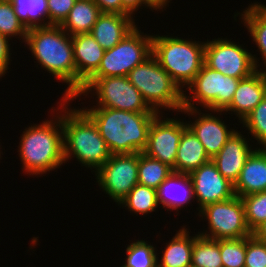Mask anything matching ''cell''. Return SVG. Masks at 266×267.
<instances>
[{
  "mask_svg": "<svg viewBox=\"0 0 266 267\" xmlns=\"http://www.w3.org/2000/svg\"><path fill=\"white\" fill-rule=\"evenodd\" d=\"M95 176L102 191L119 205L138 184V153L111 155Z\"/></svg>",
  "mask_w": 266,
  "mask_h": 267,
  "instance_id": "cell-12",
  "label": "cell"
},
{
  "mask_svg": "<svg viewBox=\"0 0 266 267\" xmlns=\"http://www.w3.org/2000/svg\"><path fill=\"white\" fill-rule=\"evenodd\" d=\"M52 120L24 129L18 151L22 169L29 175H40L59 168L64 159L62 102ZM61 107V108H60ZM59 113V114H58Z\"/></svg>",
  "mask_w": 266,
  "mask_h": 267,
  "instance_id": "cell-3",
  "label": "cell"
},
{
  "mask_svg": "<svg viewBox=\"0 0 266 267\" xmlns=\"http://www.w3.org/2000/svg\"><path fill=\"white\" fill-rule=\"evenodd\" d=\"M201 219L208 220V231L199 235L216 240L240 239L253 233L249 229L241 197L211 203L198 212ZM204 217V218H203ZM208 233V234H207Z\"/></svg>",
  "mask_w": 266,
  "mask_h": 267,
  "instance_id": "cell-10",
  "label": "cell"
},
{
  "mask_svg": "<svg viewBox=\"0 0 266 267\" xmlns=\"http://www.w3.org/2000/svg\"><path fill=\"white\" fill-rule=\"evenodd\" d=\"M194 197L200 211L206 205L231 199L235 196L234 184L222 176L212 160L201 165L189 174Z\"/></svg>",
  "mask_w": 266,
  "mask_h": 267,
  "instance_id": "cell-14",
  "label": "cell"
},
{
  "mask_svg": "<svg viewBox=\"0 0 266 267\" xmlns=\"http://www.w3.org/2000/svg\"><path fill=\"white\" fill-rule=\"evenodd\" d=\"M191 267H223L218 240L196 234Z\"/></svg>",
  "mask_w": 266,
  "mask_h": 267,
  "instance_id": "cell-28",
  "label": "cell"
},
{
  "mask_svg": "<svg viewBox=\"0 0 266 267\" xmlns=\"http://www.w3.org/2000/svg\"><path fill=\"white\" fill-rule=\"evenodd\" d=\"M205 43L181 37L154 35L152 55L182 89L200 72L204 64Z\"/></svg>",
  "mask_w": 266,
  "mask_h": 267,
  "instance_id": "cell-5",
  "label": "cell"
},
{
  "mask_svg": "<svg viewBox=\"0 0 266 267\" xmlns=\"http://www.w3.org/2000/svg\"><path fill=\"white\" fill-rule=\"evenodd\" d=\"M101 14L93 0H77L60 27L70 36L90 33Z\"/></svg>",
  "mask_w": 266,
  "mask_h": 267,
  "instance_id": "cell-24",
  "label": "cell"
},
{
  "mask_svg": "<svg viewBox=\"0 0 266 267\" xmlns=\"http://www.w3.org/2000/svg\"><path fill=\"white\" fill-rule=\"evenodd\" d=\"M25 44L38 65L68 85L61 98L72 99L76 96L77 72L72 36L56 25L32 28L27 32Z\"/></svg>",
  "mask_w": 266,
  "mask_h": 267,
  "instance_id": "cell-2",
  "label": "cell"
},
{
  "mask_svg": "<svg viewBox=\"0 0 266 267\" xmlns=\"http://www.w3.org/2000/svg\"><path fill=\"white\" fill-rule=\"evenodd\" d=\"M72 44L78 94L84 83L98 70L105 50L91 33L72 35Z\"/></svg>",
  "mask_w": 266,
  "mask_h": 267,
  "instance_id": "cell-17",
  "label": "cell"
},
{
  "mask_svg": "<svg viewBox=\"0 0 266 267\" xmlns=\"http://www.w3.org/2000/svg\"><path fill=\"white\" fill-rule=\"evenodd\" d=\"M159 114L153 121L149 129L148 142L145 150L147 156L160 160L172 169L175 166L178 145L186 123L173 118H164ZM162 119V120H161Z\"/></svg>",
  "mask_w": 266,
  "mask_h": 267,
  "instance_id": "cell-13",
  "label": "cell"
},
{
  "mask_svg": "<svg viewBox=\"0 0 266 267\" xmlns=\"http://www.w3.org/2000/svg\"><path fill=\"white\" fill-rule=\"evenodd\" d=\"M240 123L248 129L261 148H266V94L263 100Z\"/></svg>",
  "mask_w": 266,
  "mask_h": 267,
  "instance_id": "cell-34",
  "label": "cell"
},
{
  "mask_svg": "<svg viewBox=\"0 0 266 267\" xmlns=\"http://www.w3.org/2000/svg\"><path fill=\"white\" fill-rule=\"evenodd\" d=\"M211 160L203 144L187 126L178 145L173 172L190 174L204 163Z\"/></svg>",
  "mask_w": 266,
  "mask_h": 267,
  "instance_id": "cell-22",
  "label": "cell"
},
{
  "mask_svg": "<svg viewBox=\"0 0 266 267\" xmlns=\"http://www.w3.org/2000/svg\"><path fill=\"white\" fill-rule=\"evenodd\" d=\"M244 267H266V242L255 235L246 237V257Z\"/></svg>",
  "mask_w": 266,
  "mask_h": 267,
  "instance_id": "cell-35",
  "label": "cell"
},
{
  "mask_svg": "<svg viewBox=\"0 0 266 267\" xmlns=\"http://www.w3.org/2000/svg\"><path fill=\"white\" fill-rule=\"evenodd\" d=\"M156 248L145 240H135L126 248V261L121 267H157Z\"/></svg>",
  "mask_w": 266,
  "mask_h": 267,
  "instance_id": "cell-30",
  "label": "cell"
},
{
  "mask_svg": "<svg viewBox=\"0 0 266 267\" xmlns=\"http://www.w3.org/2000/svg\"><path fill=\"white\" fill-rule=\"evenodd\" d=\"M223 267H244L246 257V237L218 240Z\"/></svg>",
  "mask_w": 266,
  "mask_h": 267,
  "instance_id": "cell-33",
  "label": "cell"
},
{
  "mask_svg": "<svg viewBox=\"0 0 266 267\" xmlns=\"http://www.w3.org/2000/svg\"><path fill=\"white\" fill-rule=\"evenodd\" d=\"M89 93L94 96L97 95V105H93L94 107L138 113H158L148 106L139 90L129 82L127 76L89 78L81 91L71 100L74 101L82 94L87 96Z\"/></svg>",
  "mask_w": 266,
  "mask_h": 267,
  "instance_id": "cell-8",
  "label": "cell"
},
{
  "mask_svg": "<svg viewBox=\"0 0 266 267\" xmlns=\"http://www.w3.org/2000/svg\"><path fill=\"white\" fill-rule=\"evenodd\" d=\"M176 191V192H175ZM194 190L189 174L172 172L157 189L158 204L167 211L181 210L194 201ZM169 209V210H168Z\"/></svg>",
  "mask_w": 266,
  "mask_h": 267,
  "instance_id": "cell-21",
  "label": "cell"
},
{
  "mask_svg": "<svg viewBox=\"0 0 266 267\" xmlns=\"http://www.w3.org/2000/svg\"><path fill=\"white\" fill-rule=\"evenodd\" d=\"M127 78L152 110L160 113L162 109L176 112L183 109L186 91L178 86L153 55L134 67Z\"/></svg>",
  "mask_w": 266,
  "mask_h": 267,
  "instance_id": "cell-6",
  "label": "cell"
},
{
  "mask_svg": "<svg viewBox=\"0 0 266 267\" xmlns=\"http://www.w3.org/2000/svg\"><path fill=\"white\" fill-rule=\"evenodd\" d=\"M240 80L225 76L204 63L186 88L191 96L184 93L183 109H196L195 102L212 113L221 114L230 105Z\"/></svg>",
  "mask_w": 266,
  "mask_h": 267,
  "instance_id": "cell-7",
  "label": "cell"
},
{
  "mask_svg": "<svg viewBox=\"0 0 266 267\" xmlns=\"http://www.w3.org/2000/svg\"><path fill=\"white\" fill-rule=\"evenodd\" d=\"M172 172V168L160 160L138 153V184L157 190Z\"/></svg>",
  "mask_w": 266,
  "mask_h": 267,
  "instance_id": "cell-27",
  "label": "cell"
},
{
  "mask_svg": "<svg viewBox=\"0 0 266 267\" xmlns=\"http://www.w3.org/2000/svg\"><path fill=\"white\" fill-rule=\"evenodd\" d=\"M27 32V28L17 18L10 0H0V34L10 39L16 36L25 42Z\"/></svg>",
  "mask_w": 266,
  "mask_h": 267,
  "instance_id": "cell-32",
  "label": "cell"
},
{
  "mask_svg": "<svg viewBox=\"0 0 266 267\" xmlns=\"http://www.w3.org/2000/svg\"><path fill=\"white\" fill-rule=\"evenodd\" d=\"M61 101L65 162L75 157L81 166L96 172L112 154L93 120L81 108H68L71 99Z\"/></svg>",
  "mask_w": 266,
  "mask_h": 267,
  "instance_id": "cell-4",
  "label": "cell"
},
{
  "mask_svg": "<svg viewBox=\"0 0 266 267\" xmlns=\"http://www.w3.org/2000/svg\"><path fill=\"white\" fill-rule=\"evenodd\" d=\"M152 11H160L165 8L171 0H143ZM159 9V10H158Z\"/></svg>",
  "mask_w": 266,
  "mask_h": 267,
  "instance_id": "cell-40",
  "label": "cell"
},
{
  "mask_svg": "<svg viewBox=\"0 0 266 267\" xmlns=\"http://www.w3.org/2000/svg\"><path fill=\"white\" fill-rule=\"evenodd\" d=\"M189 229L182 227L173 236L170 242L166 243L162 250V257L157 261V267H191V258L195 236H189Z\"/></svg>",
  "mask_w": 266,
  "mask_h": 267,
  "instance_id": "cell-23",
  "label": "cell"
},
{
  "mask_svg": "<svg viewBox=\"0 0 266 267\" xmlns=\"http://www.w3.org/2000/svg\"><path fill=\"white\" fill-rule=\"evenodd\" d=\"M262 70L240 80L230 105L223 112H234L241 119L239 122L250 114L266 94V75Z\"/></svg>",
  "mask_w": 266,
  "mask_h": 267,
  "instance_id": "cell-18",
  "label": "cell"
},
{
  "mask_svg": "<svg viewBox=\"0 0 266 267\" xmlns=\"http://www.w3.org/2000/svg\"><path fill=\"white\" fill-rule=\"evenodd\" d=\"M102 13H119L123 15L122 0H93Z\"/></svg>",
  "mask_w": 266,
  "mask_h": 267,
  "instance_id": "cell-38",
  "label": "cell"
},
{
  "mask_svg": "<svg viewBox=\"0 0 266 267\" xmlns=\"http://www.w3.org/2000/svg\"><path fill=\"white\" fill-rule=\"evenodd\" d=\"M152 39L153 35H144L136 26L117 45L104 52L98 70L90 78L127 76L152 55Z\"/></svg>",
  "mask_w": 266,
  "mask_h": 267,
  "instance_id": "cell-9",
  "label": "cell"
},
{
  "mask_svg": "<svg viewBox=\"0 0 266 267\" xmlns=\"http://www.w3.org/2000/svg\"><path fill=\"white\" fill-rule=\"evenodd\" d=\"M77 0H47L49 10V26H60L67 18Z\"/></svg>",
  "mask_w": 266,
  "mask_h": 267,
  "instance_id": "cell-36",
  "label": "cell"
},
{
  "mask_svg": "<svg viewBox=\"0 0 266 267\" xmlns=\"http://www.w3.org/2000/svg\"><path fill=\"white\" fill-rule=\"evenodd\" d=\"M10 2L17 18L27 30L49 26L47 0H10Z\"/></svg>",
  "mask_w": 266,
  "mask_h": 267,
  "instance_id": "cell-26",
  "label": "cell"
},
{
  "mask_svg": "<svg viewBox=\"0 0 266 267\" xmlns=\"http://www.w3.org/2000/svg\"><path fill=\"white\" fill-rule=\"evenodd\" d=\"M248 51L231 39H207L204 63L225 76L244 79L259 70L260 66L259 58Z\"/></svg>",
  "mask_w": 266,
  "mask_h": 267,
  "instance_id": "cell-11",
  "label": "cell"
},
{
  "mask_svg": "<svg viewBox=\"0 0 266 267\" xmlns=\"http://www.w3.org/2000/svg\"><path fill=\"white\" fill-rule=\"evenodd\" d=\"M255 235L259 240L266 242V221L263 222L254 232Z\"/></svg>",
  "mask_w": 266,
  "mask_h": 267,
  "instance_id": "cell-41",
  "label": "cell"
},
{
  "mask_svg": "<svg viewBox=\"0 0 266 267\" xmlns=\"http://www.w3.org/2000/svg\"><path fill=\"white\" fill-rule=\"evenodd\" d=\"M123 3V15L134 16V12L139 10L142 6L149 7L143 0H122Z\"/></svg>",
  "mask_w": 266,
  "mask_h": 267,
  "instance_id": "cell-39",
  "label": "cell"
},
{
  "mask_svg": "<svg viewBox=\"0 0 266 267\" xmlns=\"http://www.w3.org/2000/svg\"><path fill=\"white\" fill-rule=\"evenodd\" d=\"M266 191V148H256L247 158L234 184L236 196Z\"/></svg>",
  "mask_w": 266,
  "mask_h": 267,
  "instance_id": "cell-20",
  "label": "cell"
},
{
  "mask_svg": "<svg viewBox=\"0 0 266 267\" xmlns=\"http://www.w3.org/2000/svg\"><path fill=\"white\" fill-rule=\"evenodd\" d=\"M242 13L240 18L258 47L257 50L260 51L264 67H266V5L255 2Z\"/></svg>",
  "mask_w": 266,
  "mask_h": 267,
  "instance_id": "cell-25",
  "label": "cell"
},
{
  "mask_svg": "<svg viewBox=\"0 0 266 267\" xmlns=\"http://www.w3.org/2000/svg\"><path fill=\"white\" fill-rule=\"evenodd\" d=\"M135 214H150L158 208L157 190L136 184L129 194L119 203Z\"/></svg>",
  "mask_w": 266,
  "mask_h": 267,
  "instance_id": "cell-29",
  "label": "cell"
},
{
  "mask_svg": "<svg viewBox=\"0 0 266 267\" xmlns=\"http://www.w3.org/2000/svg\"><path fill=\"white\" fill-rule=\"evenodd\" d=\"M247 225L253 233L266 221V191L241 197Z\"/></svg>",
  "mask_w": 266,
  "mask_h": 267,
  "instance_id": "cell-31",
  "label": "cell"
},
{
  "mask_svg": "<svg viewBox=\"0 0 266 267\" xmlns=\"http://www.w3.org/2000/svg\"><path fill=\"white\" fill-rule=\"evenodd\" d=\"M248 142L240 131H235L222 149L211 159L222 176L232 184H235L247 158L254 151Z\"/></svg>",
  "mask_w": 266,
  "mask_h": 267,
  "instance_id": "cell-16",
  "label": "cell"
},
{
  "mask_svg": "<svg viewBox=\"0 0 266 267\" xmlns=\"http://www.w3.org/2000/svg\"><path fill=\"white\" fill-rule=\"evenodd\" d=\"M82 110L96 124L112 155L143 152L152 121L160 114L93 106Z\"/></svg>",
  "mask_w": 266,
  "mask_h": 267,
  "instance_id": "cell-1",
  "label": "cell"
},
{
  "mask_svg": "<svg viewBox=\"0 0 266 267\" xmlns=\"http://www.w3.org/2000/svg\"><path fill=\"white\" fill-rule=\"evenodd\" d=\"M10 38L0 34V79L6 74L7 69H9L10 58H11V48L9 44Z\"/></svg>",
  "mask_w": 266,
  "mask_h": 267,
  "instance_id": "cell-37",
  "label": "cell"
},
{
  "mask_svg": "<svg viewBox=\"0 0 266 267\" xmlns=\"http://www.w3.org/2000/svg\"><path fill=\"white\" fill-rule=\"evenodd\" d=\"M180 112L187 113L188 116L195 114L194 122L188 121L187 126L203 144L207 155L211 159L222 149L227 140L236 131L228 128L219 116L216 115L215 117L212 113H202L198 107L196 109H182Z\"/></svg>",
  "mask_w": 266,
  "mask_h": 267,
  "instance_id": "cell-15",
  "label": "cell"
},
{
  "mask_svg": "<svg viewBox=\"0 0 266 267\" xmlns=\"http://www.w3.org/2000/svg\"><path fill=\"white\" fill-rule=\"evenodd\" d=\"M135 27V19L131 15L102 13L90 33L106 51L117 45Z\"/></svg>",
  "mask_w": 266,
  "mask_h": 267,
  "instance_id": "cell-19",
  "label": "cell"
}]
</instances>
